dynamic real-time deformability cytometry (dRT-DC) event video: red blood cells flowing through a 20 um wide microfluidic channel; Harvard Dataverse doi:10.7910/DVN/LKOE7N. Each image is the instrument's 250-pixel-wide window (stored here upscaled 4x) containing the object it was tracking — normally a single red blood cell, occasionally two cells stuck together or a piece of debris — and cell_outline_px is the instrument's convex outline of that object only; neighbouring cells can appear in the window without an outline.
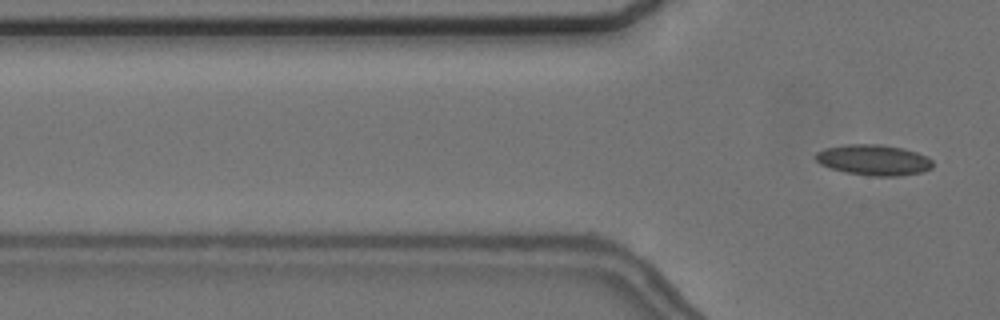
{"species": "common noctule bat (a hibernating species)", "species_latin": "Nyctalus noctula", "temperature_condition": "cold", "stored_images_in_passage": 2, "camera_frame_rate_fps": 3000, "um_per_image_px": 0.085, "animal": {"sex": "female", "body_mass_g": 24.6, "forearm_length_mm": 56.2}, "frame": {"image": 1, "passage_image": 2, "time_ms": 0.333, "image_size_px": [1000, 320], "cell_outline_px": [[932, 168], [920, 172], [900, 176], [872, 176], [844, 172], [820, 164], [816, 160], [816, 152], [824, 148], [844, 144], [880, 144], [904, 148], [928, 156], [932, 160]], "centroid_in_image_um": [74.26, 13.59], "position_along_channel_um": 51.5, "area_um2": 21.04}}